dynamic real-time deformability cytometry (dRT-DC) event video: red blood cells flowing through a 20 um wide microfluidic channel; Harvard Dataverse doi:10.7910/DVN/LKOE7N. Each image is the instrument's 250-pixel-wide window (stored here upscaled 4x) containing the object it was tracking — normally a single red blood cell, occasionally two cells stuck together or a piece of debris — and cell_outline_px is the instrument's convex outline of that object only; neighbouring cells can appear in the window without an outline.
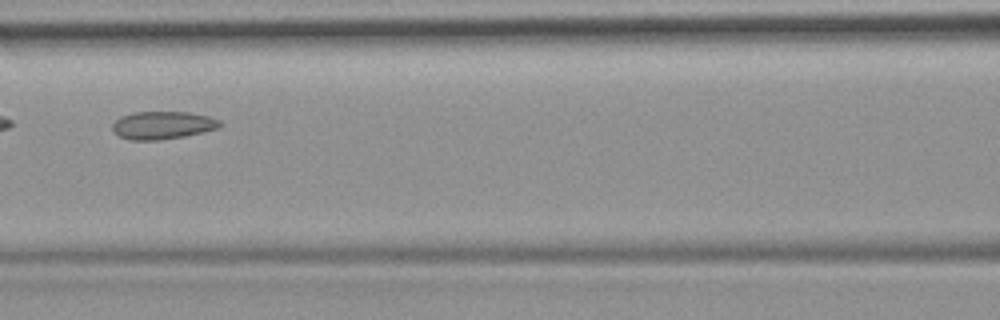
{"species": "common noctule bat (a hibernating species)", "species_latin": "Nyctalus noctula", "temperature_condition": "room temperature", "stored_images_in_passage": 7, "camera_frame_rate_fps": 3000, "um_per_image_px": 0.085, "animal": {"sex": "female", "body_mass_g": 19.9}, "frame": {"image": 1, "passage_image": 7, "time_ms": 7.0, "image_size_px": [1000, 320], "cell_outline_px": [[224, 124], [216, 128], [184, 136], [160, 140], [132, 140], [120, 136], [112, 132], [112, 124], [120, 116], [132, 112], [188, 112], [208, 116], [220, 120]], "centroid_in_image_um": [13.79, 10.64], "position_along_channel_um": 152.8, "area_um2": 17.4}}